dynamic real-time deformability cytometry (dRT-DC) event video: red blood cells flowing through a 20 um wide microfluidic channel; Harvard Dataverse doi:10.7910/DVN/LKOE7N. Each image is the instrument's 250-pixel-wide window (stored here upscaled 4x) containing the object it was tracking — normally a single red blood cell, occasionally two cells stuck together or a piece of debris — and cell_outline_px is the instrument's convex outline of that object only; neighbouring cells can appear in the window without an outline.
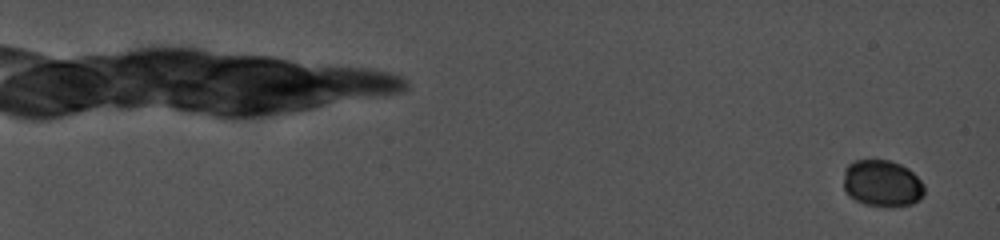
{"species": "common noctule bat (a hibernating species)", "species_latin": "Nyctalus noctula", "temperature_condition": "cold", "stored_images_in_passage": 27, "camera_frame_rate_fps": 5000, "um_per_image_px": 0.085, "animal": {"sex": "female", "body_mass_g": 19.0, "forearm_length_mm": 56.7}, "frame": {"image": 1, "passage_image": 2, "time_ms": 0.6, "image_size_px": [1000, 240], "cell_outline_px": [[924, 196], [920, 200], [912, 204], [864, 204], [848, 196], [844, 192], [844, 168], [848, 164], [856, 160], [888, 160], [900, 164], [908, 168], [924, 184]], "centroid_in_image_um": [74.96, 15.55], "position_along_channel_um": 10.0, "area_um2": 21.73}}
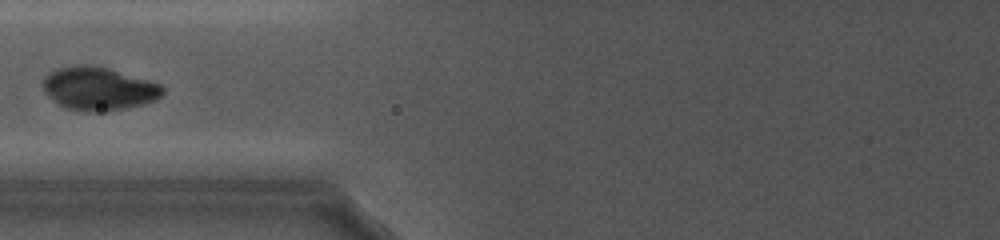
{"frame": {"image": 2, "passage_image": 15, "time_ms": 11.4, "image_size_px": [1000, 240], "cell_outline_px": [[164, 92], [156, 100], [124, 108], [96, 112], [76, 112], [64, 108], [44, 92], [44, 76], [48, 72], [56, 68], [68, 64], [92, 64], [108, 68], [148, 80], [160, 84], [164, 88]], "centroid_in_image_um": [8.32, 7.52], "position_along_channel_um": 117.5, "area_um2": 30.4}}
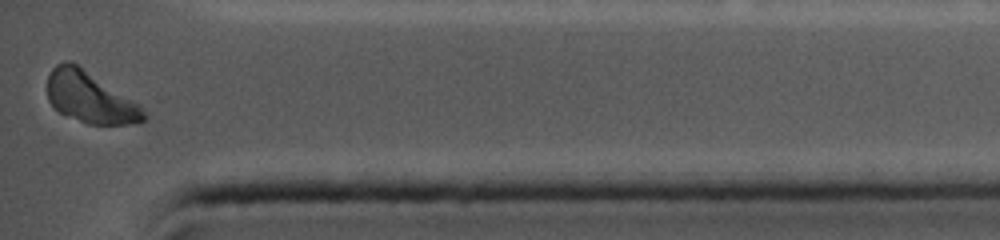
{"frame": {"image": 3, "passage_image": 27, "time_ms": 19.4, "image_size_px": [1000, 240], "cell_outline_px": [[144, 120], [140, 124], [88, 124], [60, 112], [48, 100], [48, 76], [52, 68], [56, 64], [64, 60], [68, 60], [76, 64], [140, 104], [144, 112]], "centroid_in_image_um": [7.65, 8.28], "position_along_channel_um": 427.5, "area_um2": 28.32}}